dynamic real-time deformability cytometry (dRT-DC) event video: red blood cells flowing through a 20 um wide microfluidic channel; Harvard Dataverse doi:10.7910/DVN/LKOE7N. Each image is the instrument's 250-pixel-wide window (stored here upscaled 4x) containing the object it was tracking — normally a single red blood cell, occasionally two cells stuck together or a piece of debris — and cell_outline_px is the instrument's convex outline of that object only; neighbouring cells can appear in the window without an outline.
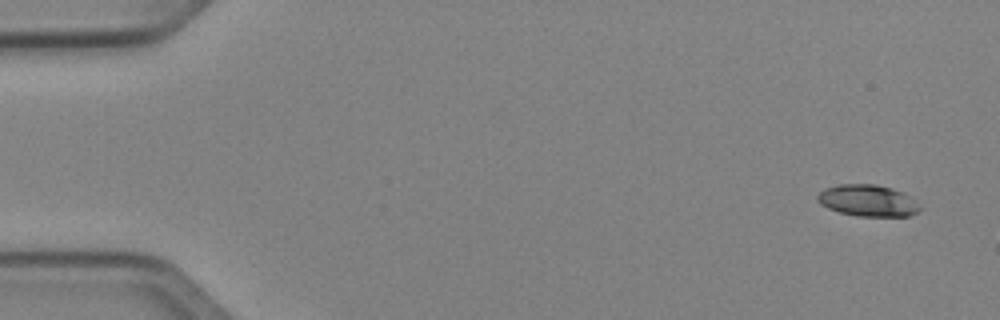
{"species": "Egyptian fruit bat (a non-hibernating species)", "species_latin": "Rousettus aegyptiacus", "temperature_condition": "cold", "stored_images_in_passage": 49, "camera_frame_rate_fps": 3000, "um_per_image_px": 0.085, "animal": {"sex": "female"}, "frame": {"image": 1, "passage_image": 1, "time_ms": 0.0, "image_size_px": [1000, 320], "cell_outline_px": [[920, 208], [916, 212], [908, 216], [856, 216], [840, 212], [828, 208], [820, 204], [816, 200], [816, 196], [824, 188], [840, 184], [876, 184], [892, 188], [904, 192]], "centroid_in_image_um": [73.7, 17.04], "position_along_channel_um": 11.3, "area_um2": 18.73}}
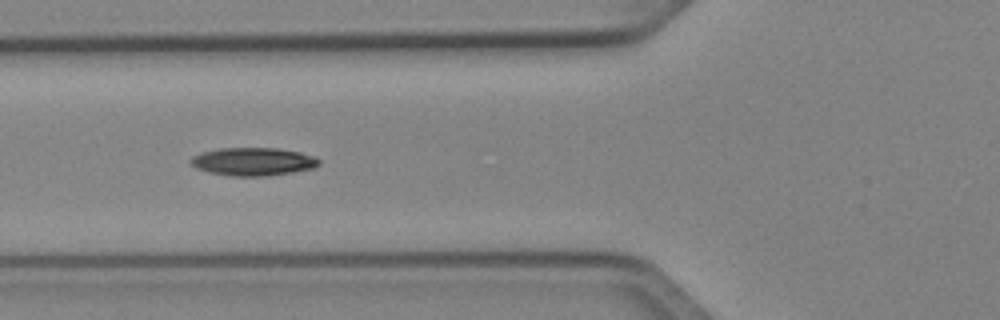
{"frame": {"image": 2, "passage_image": 18, "time_ms": 5.667, "image_size_px": [1000, 320], "cell_outline_px": [[320, 164], [316, 168], [292, 172], [264, 176], [232, 176], [208, 172], [196, 168], [188, 160], [192, 156], [204, 152], [220, 148], [276, 148], [300, 152], [312, 156], [320, 160]], "centroid_in_image_um": [21.52, 13.74], "position_along_channel_um": 104.3, "area_um2": 20.92}}
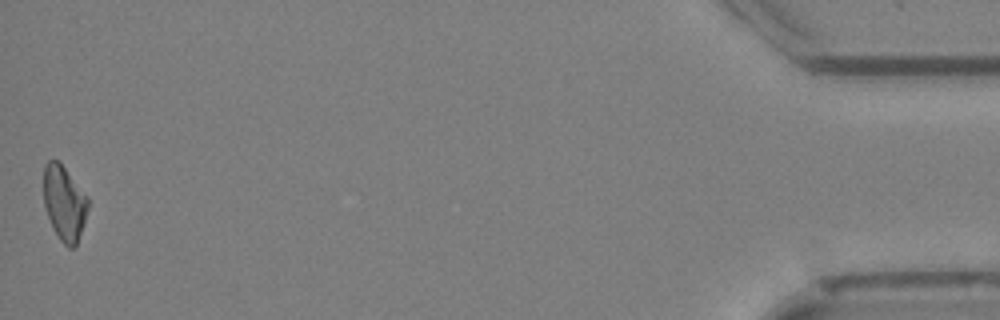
{"frame": {"image": 3, "passage_image": 49, "time_ms": 16.0, "image_size_px": [1000, 320], "cell_outline_px": [[88, 208], [76, 244], [72, 248], [68, 248], [60, 240], [44, 208], [44, 164], [48, 160], [60, 160], [88, 196]], "centroid_in_image_um": [5.46, 17.19], "position_along_channel_um": 429.7, "area_um2": 19.31}, "authors_computed_cell_mechanics": {"area_um2": 19.7676, "velocity_mm_per_s": 4.0448, "shape_relaxation_time_tau1_ms": 3.2115, "shape_relaxation_time_tau2_ms": null, "deformation_change_tau1": 0.1235, "deformation_change_tau2": null}}